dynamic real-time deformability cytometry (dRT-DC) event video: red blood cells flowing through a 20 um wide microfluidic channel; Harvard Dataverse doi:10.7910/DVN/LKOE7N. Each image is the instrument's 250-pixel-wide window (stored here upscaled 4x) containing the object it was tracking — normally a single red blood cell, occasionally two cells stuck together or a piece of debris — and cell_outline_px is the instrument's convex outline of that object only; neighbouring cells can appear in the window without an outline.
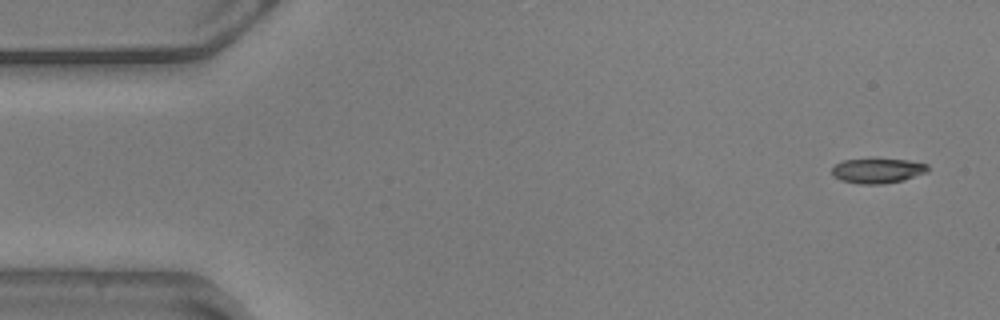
{"species": "common noctule bat (a hibernating species)", "species_latin": "Nyctalus noctula", "temperature_condition": "warm", "stored_images_in_passage": 6, "camera_frame_rate_fps": 3000, "um_per_image_px": 0.085, "animal": {"sex": "male", "body_mass_g": 20.5, "forearm_length_mm": 52.5}, "frame": {"image": 1, "passage_image": 1, "time_ms": 0.0, "image_size_px": [1000, 320], "cell_outline_px": [[928, 172], [904, 180], [880, 184], [860, 184], [840, 180], [832, 176], [832, 168], [836, 164], [844, 160], [876, 156], [908, 160], [928, 164]], "centroid_in_image_um": [74.59, 14.46], "position_along_channel_um": 10.4, "area_um2": 14.62}}